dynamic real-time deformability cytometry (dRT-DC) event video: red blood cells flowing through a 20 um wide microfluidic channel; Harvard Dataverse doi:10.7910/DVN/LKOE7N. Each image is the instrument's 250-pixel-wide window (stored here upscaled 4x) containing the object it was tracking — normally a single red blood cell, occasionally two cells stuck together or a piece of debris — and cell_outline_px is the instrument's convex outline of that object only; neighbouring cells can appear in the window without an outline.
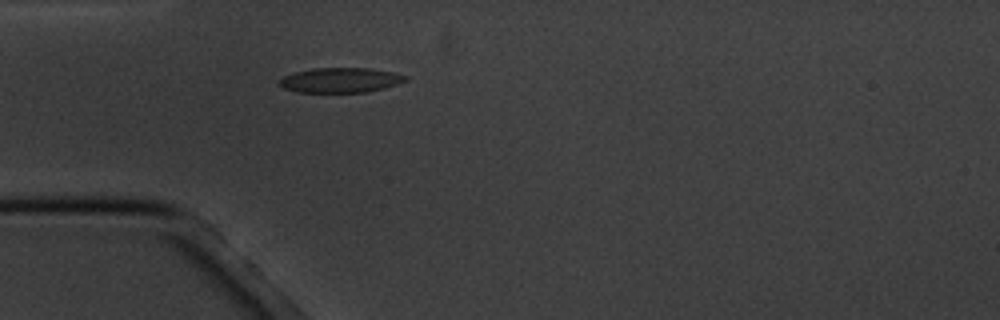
{"species": "common noctule bat (a hibernating species)", "species_latin": "Nyctalus noctula", "temperature_condition": "cold", "stored_images_in_passage": 4, "camera_frame_rate_fps": 3000, "um_per_image_px": 0.085, "animal": {"sex": "male", "body_mass_g": 20.1, "forearm_length_mm": 53.5}, "frame": {"image": 1, "passage_image": 4, "time_ms": 4.333, "image_size_px": [1000, 320], "cell_outline_px": [[408, 80], [384, 88], [368, 92], [296, 92], [280, 88], [276, 84], [284, 76], [296, 72], [312, 68], [372, 68], [392, 72], [408, 76]], "centroid_in_image_um": [28.91, 6.81], "position_along_channel_um": 56.1, "area_um2": 18.44}}